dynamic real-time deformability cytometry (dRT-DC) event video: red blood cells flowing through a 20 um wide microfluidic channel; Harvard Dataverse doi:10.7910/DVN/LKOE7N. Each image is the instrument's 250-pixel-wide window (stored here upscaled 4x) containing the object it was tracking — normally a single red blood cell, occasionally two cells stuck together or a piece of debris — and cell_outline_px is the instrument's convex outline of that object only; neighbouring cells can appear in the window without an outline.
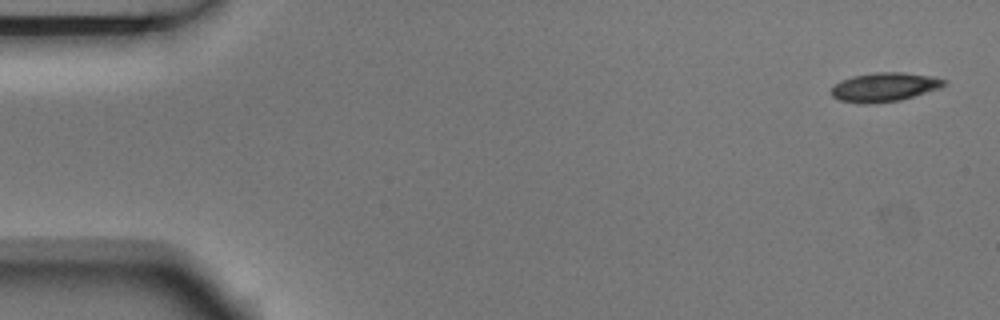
{"species": "Egyptian fruit bat (a non-hibernating species)", "species_latin": "Rousettus aegyptiacus", "temperature_condition": "room temperature", "stored_images_in_passage": 4, "camera_frame_rate_fps": 3000, "um_per_image_px": 0.085, "animal": {"sex": "male"}, "frame": {"image": 1, "passage_image": 1, "time_ms": 0.0, "image_size_px": [1000, 320], "cell_outline_px": [[948, 84], [940, 88], [900, 100], [840, 100], [832, 96], [832, 88], [840, 80], [852, 76], [872, 72], [904, 72], [932, 76], [948, 80]], "centroid_in_image_um": [75.28, 7.32], "position_along_channel_um": 9.7, "area_um2": 18.21}}